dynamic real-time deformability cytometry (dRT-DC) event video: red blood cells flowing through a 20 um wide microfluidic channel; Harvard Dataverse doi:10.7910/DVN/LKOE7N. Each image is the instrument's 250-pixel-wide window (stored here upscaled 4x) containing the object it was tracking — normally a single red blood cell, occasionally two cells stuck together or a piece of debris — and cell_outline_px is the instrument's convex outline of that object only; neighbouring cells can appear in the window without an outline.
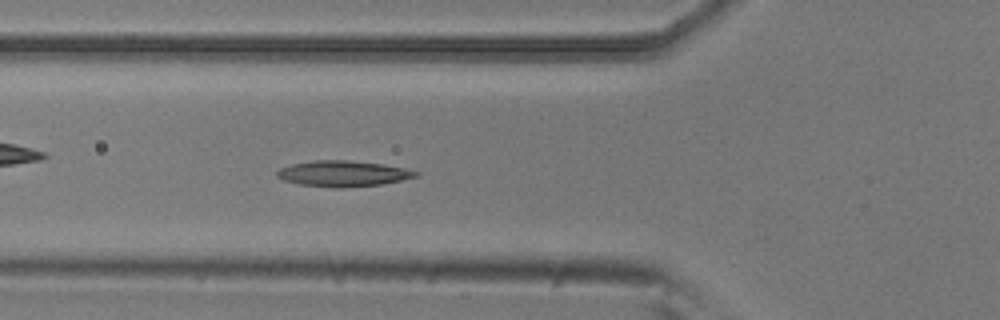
{"species": "common noctule bat (a hibernating species)", "species_latin": "Nyctalus noctula", "temperature_condition": "room temperature", "stored_images_in_passage": 6, "camera_frame_rate_fps": 3000, "um_per_image_px": 0.085, "animal": {"sex": "male", "body_mass_g": 20.5, "forearm_length_mm": 52.5}, "frame": {"image": 1, "passage_image": 6, "time_ms": 1.667, "image_size_px": [1000, 320], "cell_outline_px": [[420, 176], [380, 184], [340, 188], [336, 188], [300, 184], [284, 180], [276, 176], [276, 172], [280, 168], [292, 164], [312, 160], [348, 160], [384, 164], [404, 168], [420, 172]], "centroid_in_image_um": [29.16, 14.75], "position_along_channel_um": 96.6, "area_um2": 20.81}}